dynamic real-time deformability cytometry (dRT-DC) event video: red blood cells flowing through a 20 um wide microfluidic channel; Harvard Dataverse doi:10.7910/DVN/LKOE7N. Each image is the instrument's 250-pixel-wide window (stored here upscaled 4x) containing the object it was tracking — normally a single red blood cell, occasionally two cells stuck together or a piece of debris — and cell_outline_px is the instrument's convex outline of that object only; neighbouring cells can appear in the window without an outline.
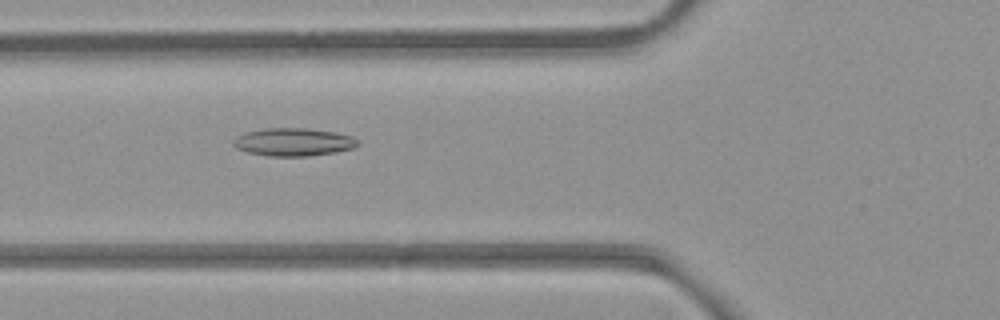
{"species": "common noctule bat (a hibernating species)", "species_latin": "Nyctalus noctula", "temperature_condition": "room temperature", "stored_images_in_passage": 7, "camera_frame_rate_fps": 3000, "um_per_image_px": 0.085, "animal": {"sex": "female", "body_mass_g": 21.9}, "frame": {"image": 1, "passage_image": 4, "time_ms": 1.0, "image_size_px": [1000, 320], "cell_outline_px": [[360, 144], [352, 148], [336, 152], [308, 156], [268, 156], [248, 152], [236, 148], [232, 144], [232, 140], [236, 136], [248, 132], [264, 128], [304, 128], [336, 132], [352, 136]], "centroid_in_image_um": [24.92, 12.07], "position_along_channel_um": 100.9, "area_um2": 20.23}}
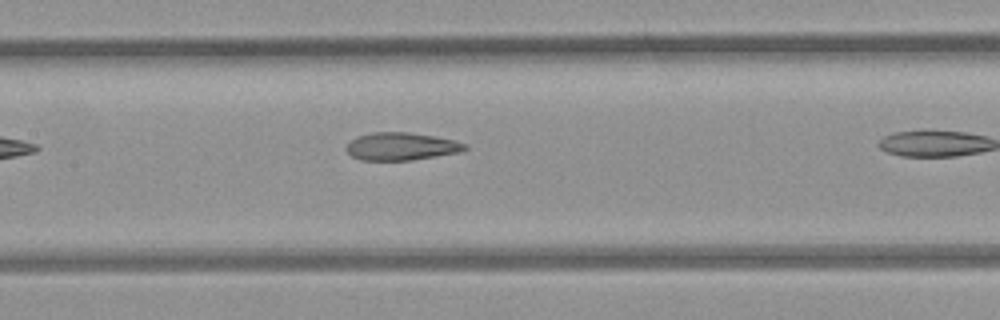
{"frame": {"image": 2, "passage_image": 6, "time_ms": 1.667, "image_size_px": [1000, 320], "cell_outline_px": [[468, 148], [460, 152], [412, 160], [360, 160], [352, 156], [344, 148], [356, 136], [372, 132], [408, 132], [432, 136], [452, 140], [468, 144]], "centroid_in_image_um": [34.09, 12.44], "position_along_channel_um": 173.3, "area_um2": 19.07}}